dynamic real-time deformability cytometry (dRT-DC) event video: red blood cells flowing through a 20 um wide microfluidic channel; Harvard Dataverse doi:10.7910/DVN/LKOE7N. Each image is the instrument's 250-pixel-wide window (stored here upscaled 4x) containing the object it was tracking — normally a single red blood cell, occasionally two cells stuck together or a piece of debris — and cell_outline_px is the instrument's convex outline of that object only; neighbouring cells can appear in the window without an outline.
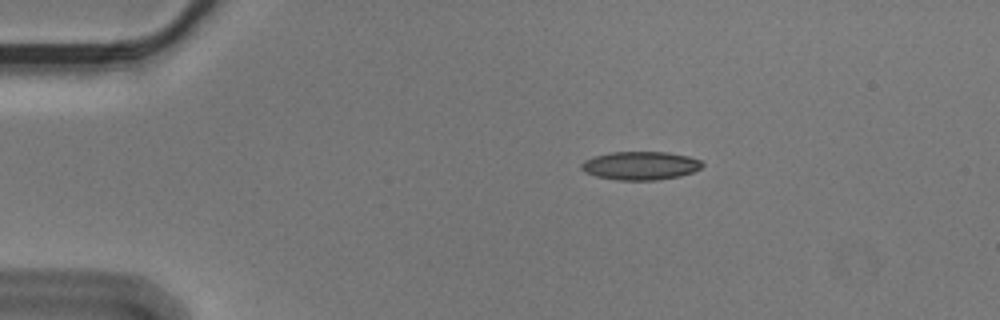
{"species": "Egyptian fruit bat (a non-hibernating species)", "species_latin": "Rousettus aegyptiacus", "temperature_condition": "cold", "stored_images_in_passage": 46, "camera_frame_rate_fps": 3000, "um_per_image_px": 0.085, "animal": {"sex": "male"}, "frame": {"image": 1, "passage_image": 1, "time_ms": 0.0, "image_size_px": [1000, 320], "cell_outline_px": [[704, 164], [700, 168], [692, 172], [680, 176], [656, 180], [620, 180], [596, 176], [584, 172], [580, 168], [580, 164], [584, 160], [592, 156], [612, 152], [668, 152], [688, 156], [700, 160]], "centroid_in_image_um": [54.41, 14.07], "position_along_channel_um": 30.6, "area_um2": 20.06}}
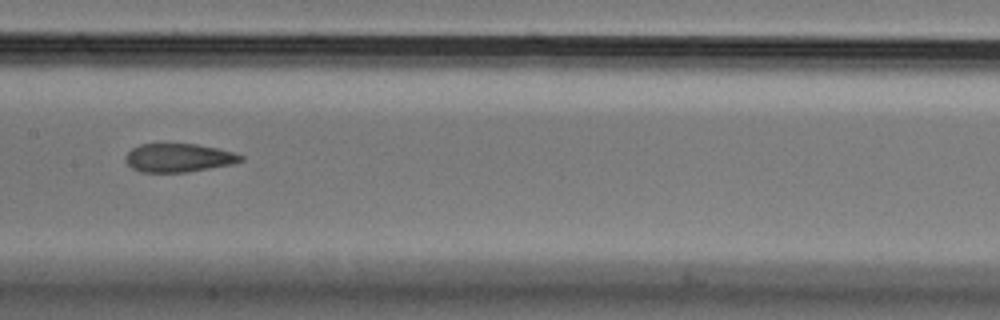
{"frame": {"image": 2, "passage_image": 19, "time_ms": 6.0, "image_size_px": [1000, 320], "cell_outline_px": [[244, 160], [232, 164], [188, 172], [140, 172], [132, 168], [124, 160], [124, 156], [132, 148], [140, 144], [196, 144], [236, 152], [244, 156]], "centroid_in_image_um": [15.19, 13.41], "position_along_channel_um": 192.2, "area_um2": 19.25}}
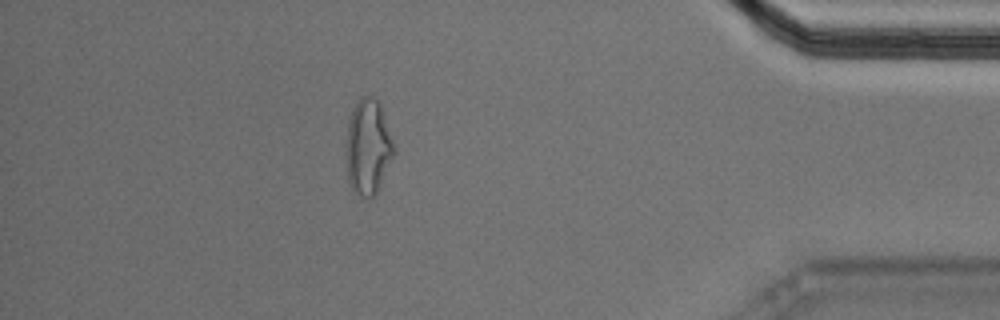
{"frame": {"image": 3, "passage_image": 40, "time_ms": 13.0, "image_size_px": [1000, 320], "cell_outline_px": [[396, 152], [372, 200], [368, 200], [356, 196], [348, 180], [344, 152], [348, 120], [352, 108], [360, 96], [372, 96], [380, 104], [396, 148]], "centroid_in_image_um": [31.25, 12.52], "position_along_channel_um": 403.9, "area_um2": 27.34}, "authors_computed_cell_mechanics": {"area_um2": 20.7502, "velocity_mm_per_s": 3.5912, "shape_relaxation_time_tau1_ms": null, "shape_relaxation_time_tau2_ms": 2.494, "deformation_change_tau1": null, "deformation_change_tau2": 0.0975}}